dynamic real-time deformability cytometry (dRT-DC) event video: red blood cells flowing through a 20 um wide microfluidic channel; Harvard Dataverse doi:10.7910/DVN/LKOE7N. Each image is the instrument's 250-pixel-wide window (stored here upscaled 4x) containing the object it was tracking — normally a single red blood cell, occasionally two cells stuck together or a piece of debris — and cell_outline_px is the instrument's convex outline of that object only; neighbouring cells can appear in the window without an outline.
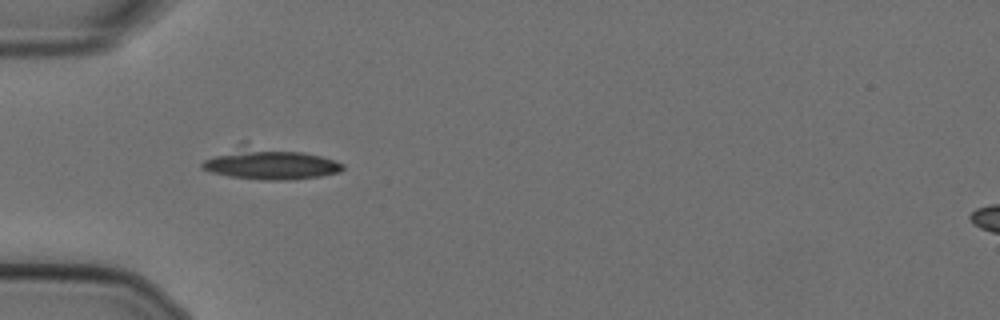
{"species": "Egyptian fruit bat (a non-hibernating species)", "species_latin": "Rousettus aegyptiacus", "temperature_condition": "cold", "stored_images_in_passage": 39, "camera_frame_rate_fps": 3000, "um_per_image_px": 0.085, "animal": {"sex": "female"}, "frame": {"image": 1, "passage_image": 1, "time_ms": 0.0, "image_size_px": [1000, 320], "cell_outline_px": [[344, 168], [340, 172], [320, 176], [284, 180], [264, 180], [228, 176], [212, 172], [200, 168], [200, 164], [204, 160], [244, 140], [248, 140], [304, 152], [320, 156], [344, 164]], "centroid_in_image_um": [22.85, 13.84], "position_along_channel_um": 62.2, "area_um2": 26.82}}
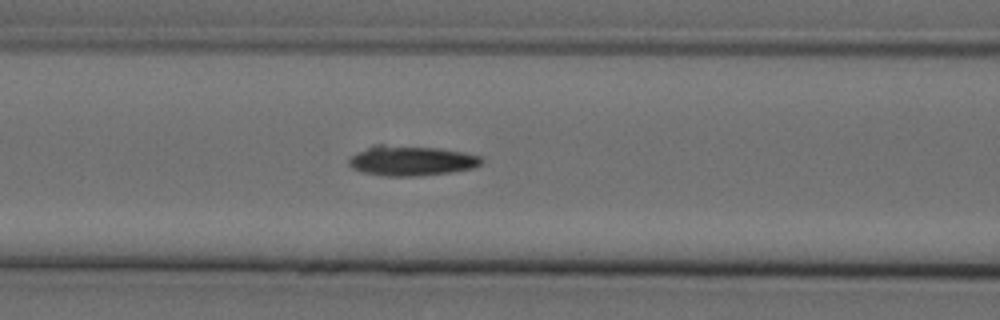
{"frame": {"image": 2, "passage_image": 7, "time_ms": 2.0, "image_size_px": [1000, 320], "cell_outline_px": [[484, 160], [480, 164], [472, 168], [452, 172], [416, 176], [388, 176], [360, 172], [352, 168], [348, 164], [348, 160], [356, 152], [372, 144], [384, 144], [440, 148], [464, 152], [480, 156]], "centroid_in_image_um": [34.92, 13.64], "position_along_channel_um": 131.7, "area_um2": 23.47}}
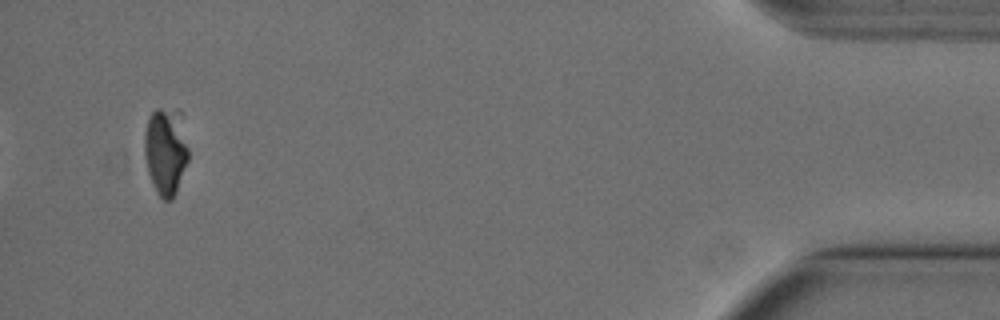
{"frame": {"image": 3, "passage_image": 37, "time_ms": 12.0, "image_size_px": [1000, 320], "cell_outline_px": [[188, 160], [176, 192], [172, 200], [164, 200], [156, 192], [148, 172], [144, 156], [144, 136], [148, 116], [156, 108], [176, 108], [180, 112], [188, 148]], "centroid_in_image_um": [14.07, 12.81], "position_along_channel_um": 421.1, "area_um2": 22.66}, "authors_computed_cell_mechanics": {"area_um2": 23.0044, "velocity_mm_per_s": 3.6181, "shape_relaxation_time_tau1_ms": 4.5798, "shape_relaxation_time_tau2_ms": 0.2598, "deformation_change_tau1": 0.166, "deformation_change_tau2": 0.0605}}